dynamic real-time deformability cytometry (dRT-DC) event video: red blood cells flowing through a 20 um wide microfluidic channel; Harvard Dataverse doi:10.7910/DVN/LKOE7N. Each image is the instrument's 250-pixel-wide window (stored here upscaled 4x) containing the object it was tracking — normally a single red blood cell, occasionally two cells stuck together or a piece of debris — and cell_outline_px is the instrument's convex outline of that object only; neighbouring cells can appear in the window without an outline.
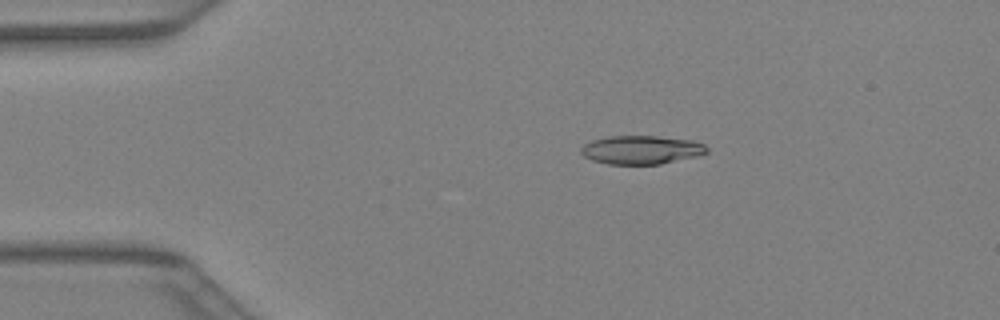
{"species": "Egyptian fruit bat (a non-hibernating species)", "species_latin": "Rousettus aegyptiacus", "temperature_condition": "warm", "stored_images_in_passage": 41, "camera_frame_rate_fps": 3000, "um_per_image_px": 0.085, "animal": {"sex": "female"}, "frame": {"image": 1, "passage_image": 8, "time_ms": 2.333, "image_size_px": [1000, 320], "cell_outline_px": [[708, 152], [700, 156], [660, 164], [608, 164], [592, 160], [584, 156], [580, 152], [580, 148], [584, 144], [592, 140], [608, 136], [656, 136], [692, 140], [704, 144], [708, 148]], "centroid_in_image_um": [54.53, 12.74], "position_along_channel_um": 30.5, "area_um2": 21.1}}
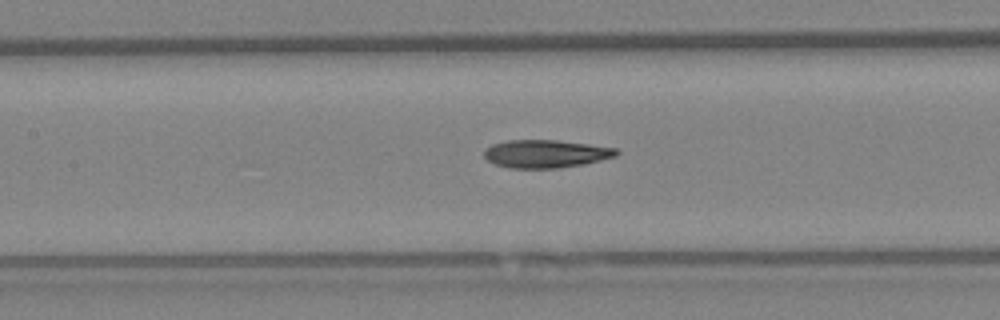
{"frame": {"image": 2, "passage_image": 19, "time_ms": 6.0, "image_size_px": [1000, 320], "cell_outline_px": [[620, 152], [616, 156], [584, 164], [560, 168], [508, 168], [496, 164], [488, 160], [484, 156], [484, 148], [492, 144], [508, 140], [556, 140], [588, 144], [616, 148]], "centroid_in_image_um": [46.38, 13.07], "position_along_channel_um": 161.0, "area_um2": 21.56}}
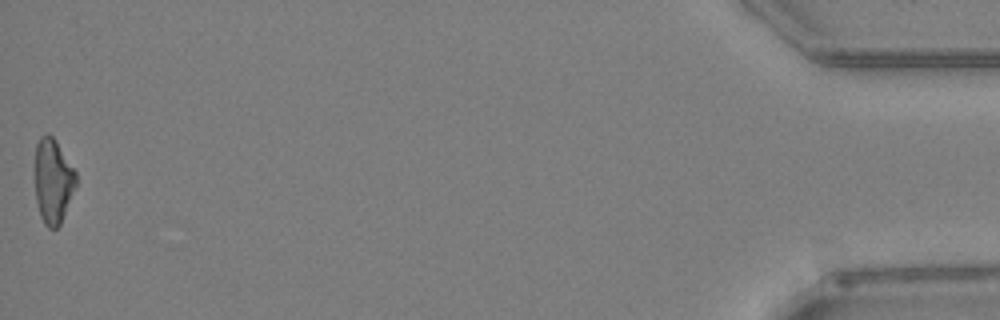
{"frame": {"image": 3, "passage_image": 41, "time_ms": 13.333, "image_size_px": [1000, 320], "cell_outline_px": [[76, 188], [60, 224], [56, 228], [48, 228], [44, 224], [40, 216], [36, 200], [36, 144], [40, 136], [48, 132], [56, 140], [76, 172]], "centroid_in_image_um": [4.52, 15.38], "position_along_channel_um": 430.7, "area_um2": 20.23}}